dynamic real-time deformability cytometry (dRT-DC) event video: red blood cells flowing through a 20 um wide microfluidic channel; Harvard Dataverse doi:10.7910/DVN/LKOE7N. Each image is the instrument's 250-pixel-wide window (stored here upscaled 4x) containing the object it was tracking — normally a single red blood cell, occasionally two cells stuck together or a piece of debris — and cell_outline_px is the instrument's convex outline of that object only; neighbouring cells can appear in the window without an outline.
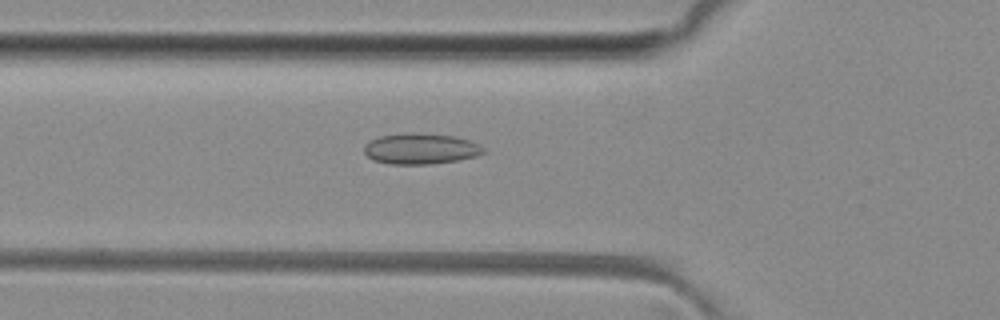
{"species": "common noctule bat (a hibernating species)", "species_latin": "Nyctalus noctula", "temperature_condition": "room temperature", "stored_images_in_passage": 50, "camera_frame_rate_fps": 3000, "um_per_image_px": 0.085, "animal": {"sex": "female", "body_mass_g": 29.2, "forearm_length_mm": 56.3}, "frame": {"image": 1, "passage_image": 17, "time_ms": 5.333, "image_size_px": [1000, 320], "cell_outline_px": [[488, 152], [476, 156], [456, 160], [428, 164], [388, 164], [372, 160], [364, 152], [364, 144], [380, 136], [408, 132], [412, 132], [456, 136], [480, 144]], "centroid_in_image_um": [35.76, 12.64], "position_along_channel_um": 90.0, "area_um2": 21.56}}
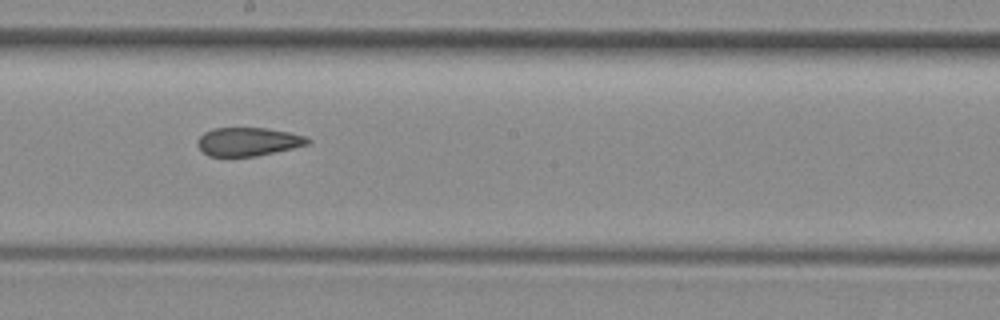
{"frame": {"image": 2, "passage_image": 27, "time_ms": 8.667, "image_size_px": [1000, 320], "cell_outline_px": [[312, 140], [308, 144], [292, 148], [256, 156], [208, 156], [196, 144], [196, 140], [204, 132], [212, 128], [268, 128], [288, 132], [304, 136]], "centroid_in_image_um": [21.06, 12.03], "position_along_channel_um": 227.1, "area_um2": 18.21}}
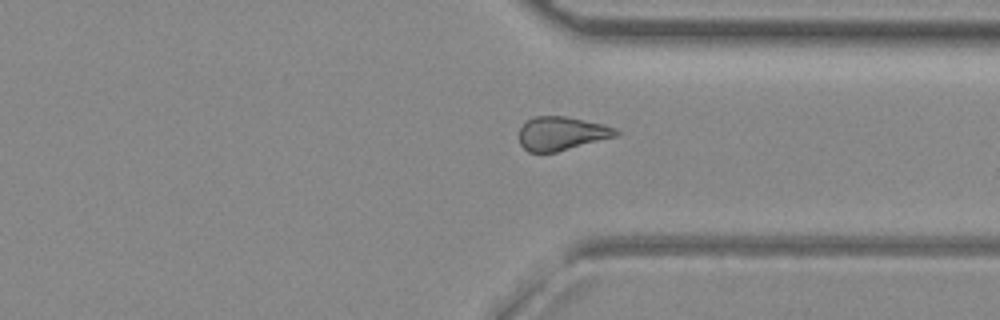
{"frame": {"image": 3, "passage_image": 37, "time_ms": 12.0, "image_size_px": [1000, 320], "cell_outline_px": [[620, 132], [616, 136], [556, 152], [528, 152], [520, 144], [520, 128], [528, 120], [536, 116], [568, 116], [604, 124], [616, 128]], "centroid_in_image_um": [47.75, 11.33], "position_along_channel_um": 363.6, "area_um2": 18.9}, "authors_computed_cell_mechanics": {"area_um2": 19.8543, "velocity_mm_per_s": 4.104, "shape_relaxation_time_tau1_ms": null, "shape_relaxation_time_tau2_ms": 3.8948, "deformation_change_tau1": null, "deformation_change_tau2": 0.1205}}